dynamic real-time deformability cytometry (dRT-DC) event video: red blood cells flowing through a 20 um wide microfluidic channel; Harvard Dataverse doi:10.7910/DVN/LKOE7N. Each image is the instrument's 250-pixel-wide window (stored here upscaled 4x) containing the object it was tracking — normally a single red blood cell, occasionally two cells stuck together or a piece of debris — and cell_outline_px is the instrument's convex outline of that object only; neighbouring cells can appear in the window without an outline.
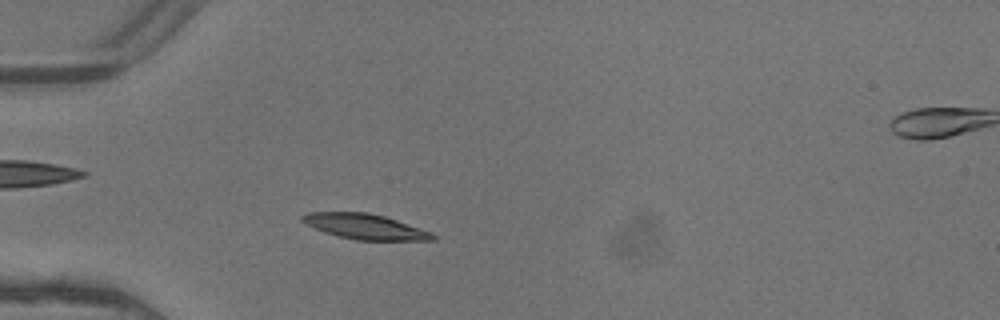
{"species": "common noctule bat (a hibernating species)", "species_latin": "Nyctalus noctula", "temperature_condition": "warm", "stored_images_in_passage": 3, "segment_of_instrument_passage": [1, 2], "camera_frame_rate_fps": 3000, "um_per_image_px": 0.085, "animal": {"sex": "female"}, "frame": {"image": 1, "passage_image": 2, "time_ms": 0.333, "image_size_px": [1000, 320], "cell_outline_px": [[436, 240], [356, 240], [324, 232], [304, 224], [300, 220], [300, 216], [308, 212], [368, 212], [384, 216], [432, 232], [436, 236]], "centroid_in_image_um": [30.99, 19.25], "position_along_channel_um": 54.0, "area_um2": 19.19}}